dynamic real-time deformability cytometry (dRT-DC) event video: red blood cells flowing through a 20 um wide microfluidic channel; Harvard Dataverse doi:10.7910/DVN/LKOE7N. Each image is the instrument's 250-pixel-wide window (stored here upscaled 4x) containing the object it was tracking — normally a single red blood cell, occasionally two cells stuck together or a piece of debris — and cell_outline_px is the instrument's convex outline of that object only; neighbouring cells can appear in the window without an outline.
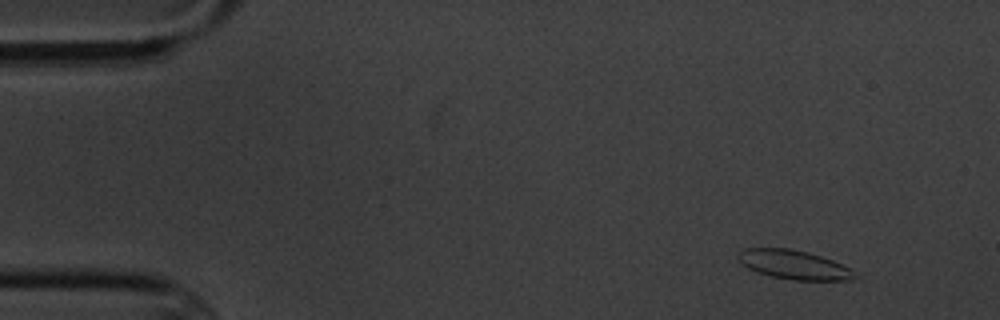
{"species": "common noctule bat (a hibernating species)", "species_latin": "Nyctalus noctula", "temperature_condition": "cold", "stored_images_in_passage": 6, "camera_frame_rate_fps": 3000, "um_per_image_px": 0.085, "animal": {"sex": "male", "body_mass_g": 20.1, "forearm_length_mm": 53.5}, "frame": {"image": 1, "passage_image": 2, "time_ms": 1.333, "image_size_px": [1000, 320], "cell_outline_px": [[856, 276], [848, 280], [792, 280], [772, 276], [756, 272], [740, 264], [736, 256], [744, 248], [788, 248], [808, 252], [832, 260], [852, 268], [856, 272]], "centroid_in_image_um": [67.46, 22.5], "position_along_channel_um": 17.5, "area_um2": 19.83}}
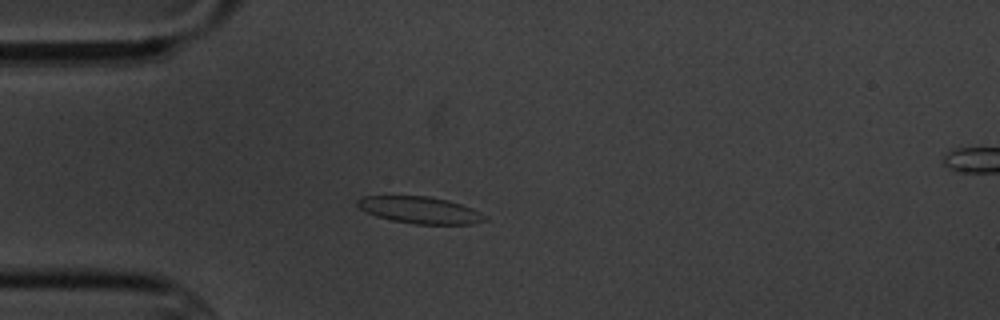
{"frame": {"image": 2, "passage_image": 5, "time_ms": 4.667, "image_size_px": [1000, 320], "cell_outline_px": [[488, 220], [472, 224], [416, 224], [392, 220], [376, 216], [360, 208], [356, 204], [356, 200], [360, 196], [428, 196], [448, 200], [472, 208], [488, 216]], "centroid_in_image_um": [35.72, 17.85], "position_along_channel_um": 49.3, "area_um2": 19.94}}